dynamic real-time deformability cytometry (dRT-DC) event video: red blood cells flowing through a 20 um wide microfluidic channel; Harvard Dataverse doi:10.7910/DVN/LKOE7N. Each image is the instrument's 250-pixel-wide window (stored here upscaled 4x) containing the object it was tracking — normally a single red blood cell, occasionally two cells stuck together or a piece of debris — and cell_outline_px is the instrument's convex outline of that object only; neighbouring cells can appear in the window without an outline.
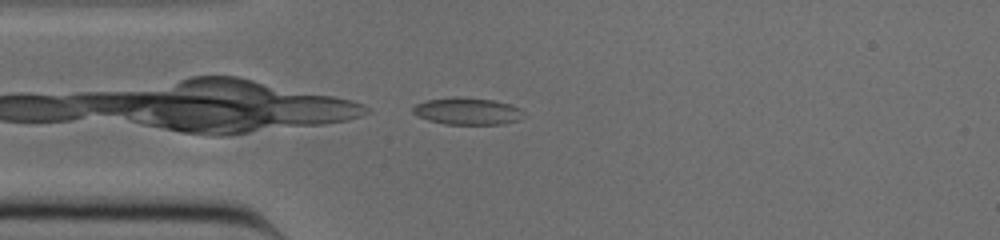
{"species": "common noctule bat (a hibernating species)", "species_latin": "Nyctalus noctula", "temperature_condition": "cold", "stored_images_in_passage": 11, "camera_frame_rate_fps": 3000, "um_per_image_px": 0.085, "animal": {"sex": "male", "body_mass_g": 20.0, "forearm_length_mm": 53.3}, "frame": {"image": 1, "passage_image": 11, "time_ms": 3.333, "image_size_px": [1000, 240], "cell_outline_px": [[520, 108], [516, 120], [504, 124], [444, 124], [428, 120], [412, 112], [412, 108], [416, 104], [428, 100], [492, 100], [512, 104]], "centroid_in_image_um": [39.7, 9.5], "position_along_channel_um": 45.3, "area_um2": 16.13}}